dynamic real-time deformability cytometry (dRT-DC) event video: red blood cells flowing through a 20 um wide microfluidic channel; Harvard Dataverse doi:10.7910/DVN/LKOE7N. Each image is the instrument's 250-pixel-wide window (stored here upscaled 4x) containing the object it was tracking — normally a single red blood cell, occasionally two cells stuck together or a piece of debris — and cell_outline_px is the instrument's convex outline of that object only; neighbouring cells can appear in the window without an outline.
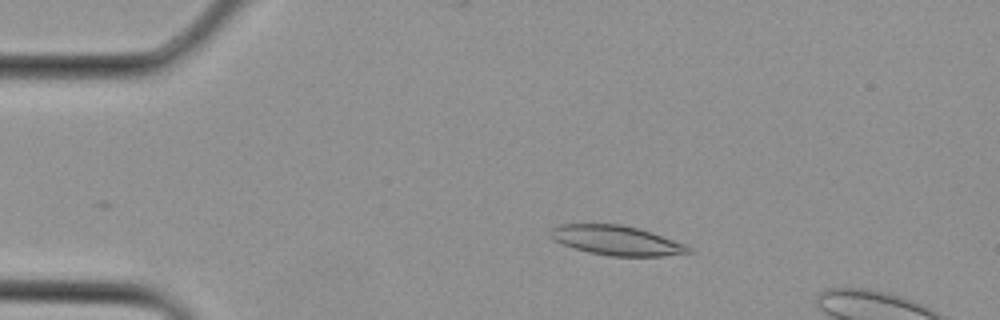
{"species": "Egyptian fruit bat (a non-hibernating species)", "species_latin": "Rousettus aegyptiacus", "temperature_condition": "cold", "stored_images_in_passage": 8, "camera_frame_rate_fps": 3000, "um_per_image_px": 0.085, "animal": {"sex": "female"}, "frame": {"image": 1, "passage_image": 5, "time_ms": 1.333, "image_size_px": [1000, 320], "cell_outline_px": [[692, 252], [664, 256], [608, 256], [588, 252], [564, 244], [556, 240], [548, 232], [552, 228], [560, 224], [620, 224], [636, 228], [684, 244], [692, 248]], "centroid_in_image_um": [52.39, 20.44], "position_along_channel_um": 32.6, "area_um2": 23.29}}